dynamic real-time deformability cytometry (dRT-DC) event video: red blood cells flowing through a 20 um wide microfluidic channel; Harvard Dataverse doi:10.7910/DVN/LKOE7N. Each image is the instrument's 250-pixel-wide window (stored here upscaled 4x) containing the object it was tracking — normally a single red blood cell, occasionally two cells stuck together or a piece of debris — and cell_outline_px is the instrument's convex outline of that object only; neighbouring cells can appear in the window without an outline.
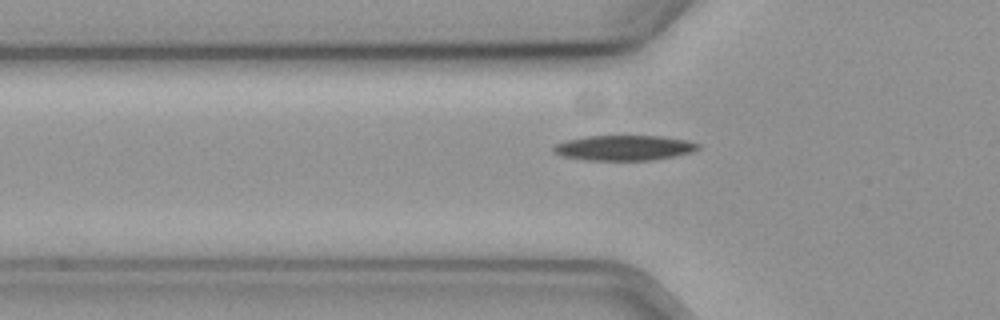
{"species": "common noctule bat (a hibernating species)", "species_latin": "Nyctalus noctula", "temperature_condition": "cold", "stored_images_in_passage": 41, "camera_frame_rate_fps": 3000, "um_per_image_px": 0.085, "animal": {"sex": "female", "body_mass_g": 19.3, "forearm_length_mm": 54.1}, "frame": {"image": 1, "passage_image": 10, "time_ms": 3.0, "image_size_px": [1000, 320], "cell_outline_px": [[700, 148], [688, 152], [672, 156], [652, 160], [584, 160], [564, 156], [552, 152], [552, 148], [556, 144], [568, 140], [588, 136], [660, 136], [684, 140], [700, 144]], "centroid_in_image_um": [53.0, 12.57], "position_along_channel_um": 72.8, "area_um2": 20.87}}
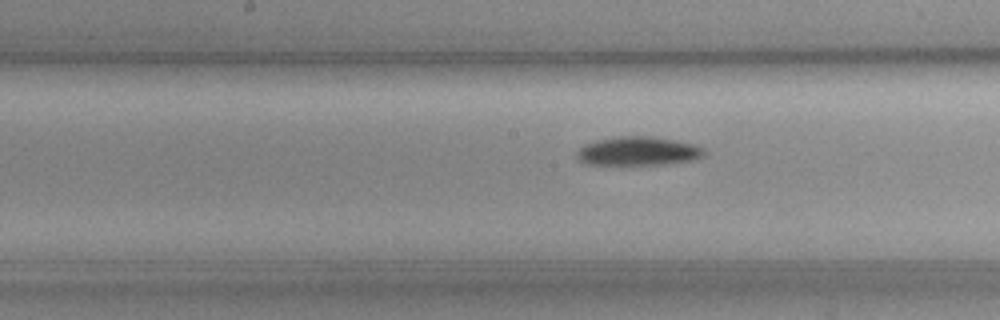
{"frame": {"image": 2, "passage_image": 20, "time_ms": 6.333, "image_size_px": [1000, 320], "cell_outline_px": [[704, 156], [688, 160], [664, 164], [584, 164], [576, 156], [576, 152], [584, 144], [596, 140], [620, 136], [652, 136], [676, 140], [692, 144], [704, 148]], "centroid_in_image_um": [54.2, 12.83], "position_along_channel_um": 194.0, "area_um2": 21.15}}
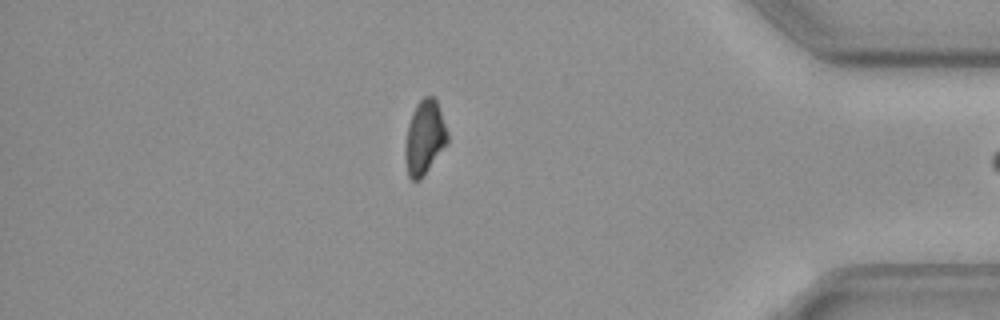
{"frame": {"image": 3, "passage_image": 40, "time_ms": 13.0, "image_size_px": [1000, 320], "cell_outline_px": [[448, 144], [424, 176], [420, 180], [412, 180], [408, 176], [404, 160], [404, 144], [408, 124], [412, 112], [416, 104], [424, 96], [432, 96], [436, 100], [448, 132]], "centroid_in_image_um": [36.07, 11.73], "position_along_channel_um": 399.1, "area_um2": 18.67}}